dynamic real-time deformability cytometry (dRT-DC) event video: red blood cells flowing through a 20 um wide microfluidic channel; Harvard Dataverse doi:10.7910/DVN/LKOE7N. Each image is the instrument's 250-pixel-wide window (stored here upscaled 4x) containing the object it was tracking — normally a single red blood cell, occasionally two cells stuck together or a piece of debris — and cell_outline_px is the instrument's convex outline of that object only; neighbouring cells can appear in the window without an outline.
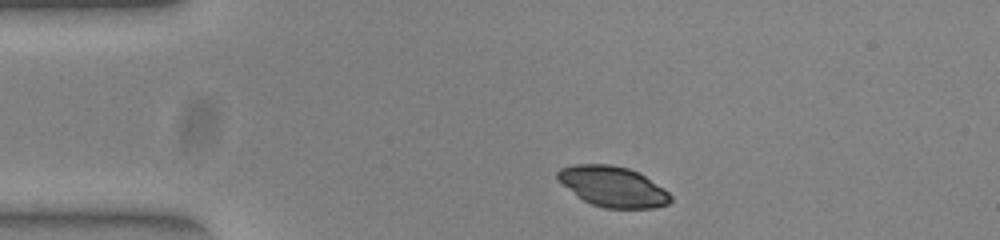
{"species": "common noctule bat (a hibernating species)", "species_latin": "Nyctalus noctula", "temperature_condition": "warm", "stored_images_in_passage": 44, "camera_frame_rate_fps": 3000, "um_per_image_px": 0.085, "animal": {"sex": "female", "body_mass_g": 23.0, "forearm_length_mm": 53.4}, "frame": {"image": 1, "passage_image": 1, "time_ms": 0.0, "image_size_px": [1000, 240], "cell_outline_px": [[672, 200], [668, 204], [652, 208], [604, 208], [592, 204], [576, 196], [556, 180], [556, 172], [560, 168], [576, 164], [612, 164], [628, 168], [644, 176], [668, 192], [672, 196]], "centroid_in_image_um": [52.03, 15.85], "position_along_channel_um": 33.0, "area_um2": 26.59}}
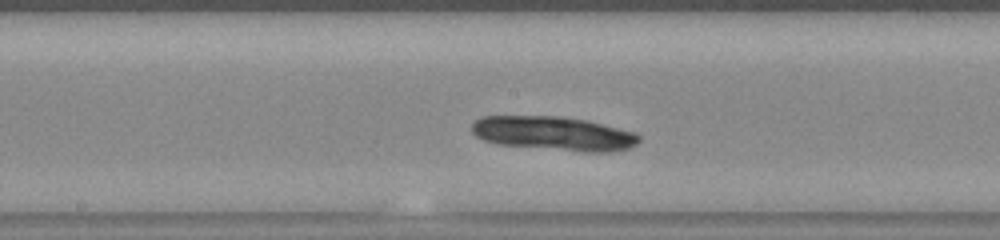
{"frame": {"image": 2, "passage_image": 18, "time_ms": 5.667, "image_size_px": [1000, 240], "cell_outline_px": [[640, 140], [636, 144], [628, 148], [612, 152], [584, 152], [496, 144], [484, 140], [476, 136], [472, 132], [472, 124], [476, 120], [484, 116], [560, 116], [584, 120], [636, 132], [640, 136]], "centroid_in_image_um": [47.07, 11.35], "position_along_channel_um": 201.1, "area_um2": 33.18}}
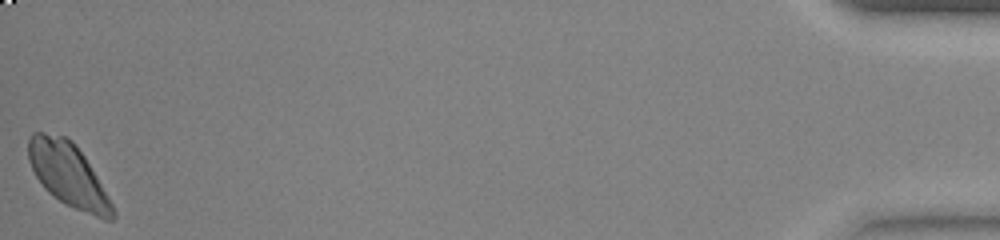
{"frame": {"image": 3, "passage_image": 44, "time_ms": 14.333, "image_size_px": [1000, 240], "cell_outline_px": [[116, 216], [112, 220], [104, 220], [64, 204], [48, 192], [44, 188], [36, 176], [28, 160], [28, 140], [32, 132], [44, 132], [64, 136], [72, 140], [84, 156], [96, 176], [112, 204], [116, 212]], "centroid_in_image_um": [5.78, 14.85], "position_along_channel_um": 429.4, "area_um2": 30.98}}